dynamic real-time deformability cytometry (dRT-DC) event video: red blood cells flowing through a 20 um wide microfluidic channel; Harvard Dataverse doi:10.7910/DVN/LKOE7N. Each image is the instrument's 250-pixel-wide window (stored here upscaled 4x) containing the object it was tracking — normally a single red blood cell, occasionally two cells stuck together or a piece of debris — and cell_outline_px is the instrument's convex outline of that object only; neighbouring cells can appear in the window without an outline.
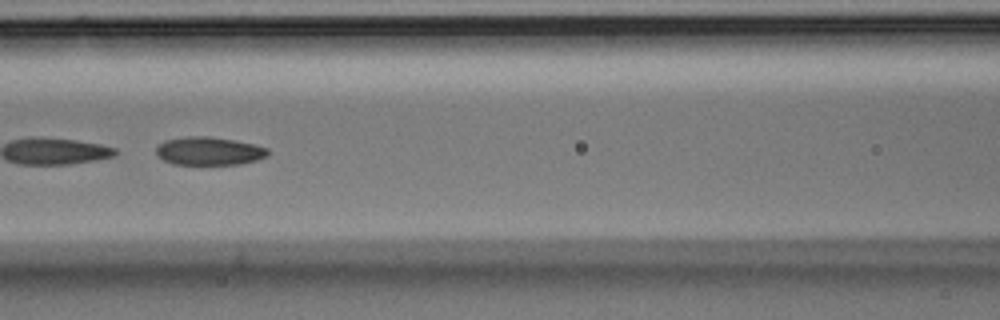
{"species": "Egyptian fruit bat (a non-hibernating species)", "species_latin": "Rousettus aegyptiacus", "temperature_condition": "room temperature", "stored_images_in_passage": 29, "segment_of_instrument_passage": [2, 2], "camera_frame_rate_fps": 3000, "um_per_image_px": 0.085, "animal": {"sex": "male"}, "frame": {"image": 1, "passage_image": 23, "time_ms": 7.333, "image_size_px": [1000, 320], "cell_outline_px": [[268, 156], [256, 160], [240, 164], [172, 164], [156, 156], [156, 148], [164, 140], [188, 136], [208, 136], [236, 140], [268, 148]], "centroid_in_image_um": [17.75, 12.83], "position_along_channel_um": 148.9, "area_um2": 18.38}}